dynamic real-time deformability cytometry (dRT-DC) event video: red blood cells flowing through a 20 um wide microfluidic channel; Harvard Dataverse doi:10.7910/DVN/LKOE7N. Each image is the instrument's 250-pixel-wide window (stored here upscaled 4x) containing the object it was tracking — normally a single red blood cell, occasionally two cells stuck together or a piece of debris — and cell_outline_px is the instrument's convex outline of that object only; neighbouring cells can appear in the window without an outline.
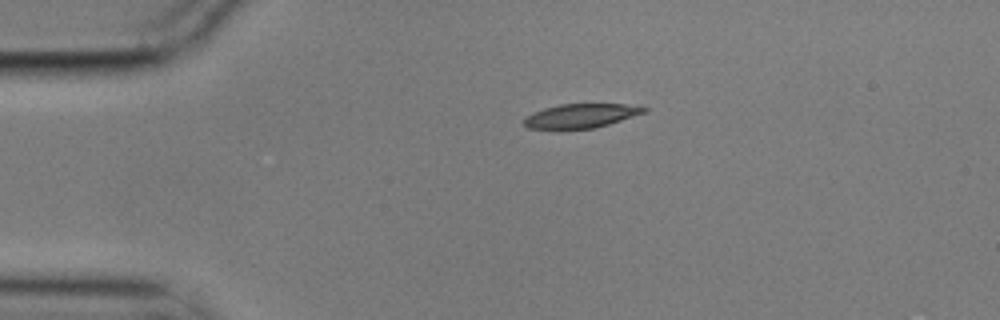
{"species": "common noctule bat (a hibernating species)", "species_latin": "Nyctalus noctula", "temperature_condition": "cold", "stored_images_in_passage": 2, "camera_frame_rate_fps": 3000, "um_per_image_px": 0.085, "animal": {"sex": "male", "body_mass_g": 17.9}, "frame": {"image": 1, "passage_image": 1, "time_ms": 0.0, "image_size_px": [1000, 320], "cell_outline_px": [[648, 108], [644, 112], [608, 124], [592, 128], [528, 128], [524, 124], [524, 116], [532, 112], [544, 108], [560, 104], [624, 104]], "centroid_in_image_um": [49.31, 9.83], "position_along_channel_um": 35.7, "area_um2": 16.42}}